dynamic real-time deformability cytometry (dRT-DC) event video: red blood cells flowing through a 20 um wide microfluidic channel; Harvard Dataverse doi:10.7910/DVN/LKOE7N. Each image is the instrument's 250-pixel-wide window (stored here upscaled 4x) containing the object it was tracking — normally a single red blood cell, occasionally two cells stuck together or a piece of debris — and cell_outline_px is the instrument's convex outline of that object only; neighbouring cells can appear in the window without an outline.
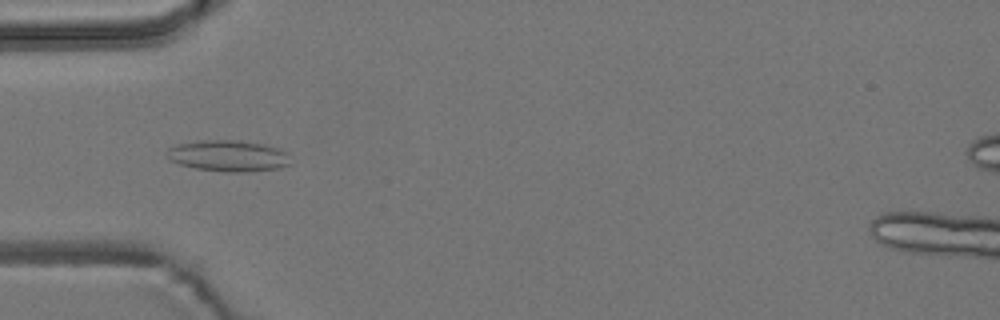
{"species": "common noctule bat (a hibernating species)", "species_latin": "Nyctalus noctula", "temperature_condition": "room temperature", "stored_images_in_passage": 56, "camera_frame_rate_fps": 3000, "um_per_image_px": 0.085, "animal": {"sex": "male", "body_mass_g": 19.2, "forearm_length_mm": 51.8}, "frame": {"image": 1, "passage_image": 18, "time_ms": 5.667, "image_size_px": [1000, 320], "cell_outline_px": [[292, 164], [280, 168], [244, 172], [224, 172], [196, 168], [180, 164], [168, 160], [164, 156], [164, 152], [168, 148], [176, 144], [196, 140], [240, 140], [264, 144], [280, 148], [288, 152]], "centroid_in_image_um": [19.39, 13.24], "position_along_channel_um": 65.6, "area_um2": 23.12}}
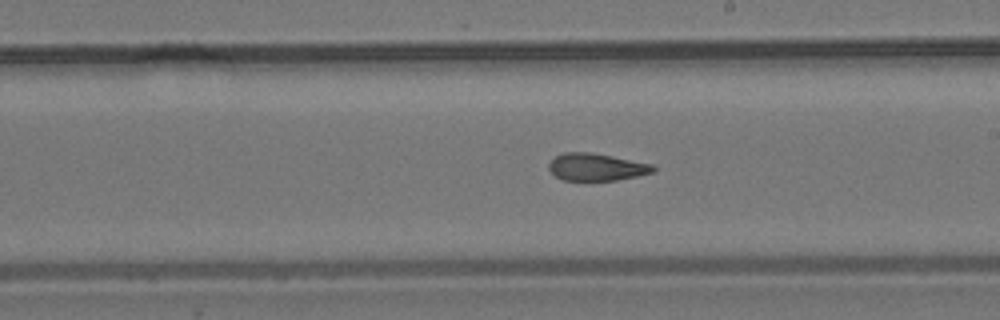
{"frame": {"image": 2, "passage_image": 32, "time_ms": 10.333, "image_size_px": [1000, 320], "cell_outline_px": [[656, 168], [652, 172], [636, 176], [616, 180], [564, 180], [556, 176], [548, 168], [548, 164], [556, 156], [564, 152], [588, 152], [612, 156], [656, 164]], "centroid_in_image_um": [50.72, 14.19], "position_along_channel_um": 238.3, "area_um2": 16.53}}
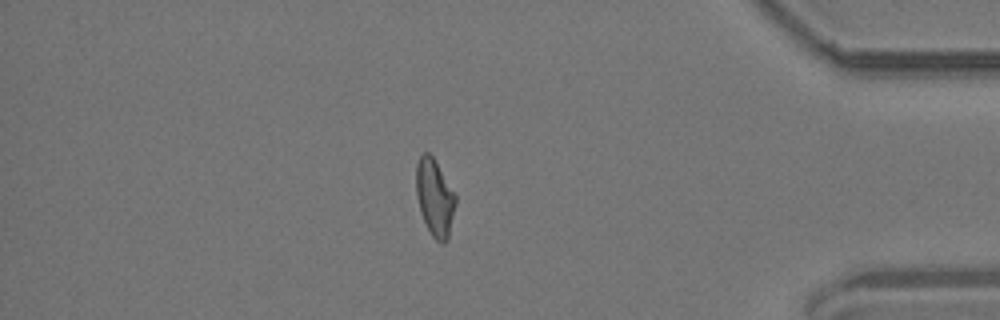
{"frame": {"image": 3, "passage_image": 48, "time_ms": 15.667, "image_size_px": [1000, 320], "cell_outline_px": [[456, 204], [448, 240], [444, 244], [440, 244], [432, 236], [420, 212], [416, 196], [416, 164], [420, 156], [424, 152], [428, 152], [432, 156], [456, 196]], "centroid_in_image_um": [36.95, 16.83], "position_along_channel_um": 398.3, "area_um2": 17.63}, "authors_computed_cell_mechanics": {"area_um2": 18.0914, "velocity_mm_per_s": 3.6977, "shape_relaxation_time_tau1_ms": null, "shape_relaxation_time_tau2_ms": 2.6773, "deformation_change_tau1": null, "deformation_change_tau2": 0.1046}}